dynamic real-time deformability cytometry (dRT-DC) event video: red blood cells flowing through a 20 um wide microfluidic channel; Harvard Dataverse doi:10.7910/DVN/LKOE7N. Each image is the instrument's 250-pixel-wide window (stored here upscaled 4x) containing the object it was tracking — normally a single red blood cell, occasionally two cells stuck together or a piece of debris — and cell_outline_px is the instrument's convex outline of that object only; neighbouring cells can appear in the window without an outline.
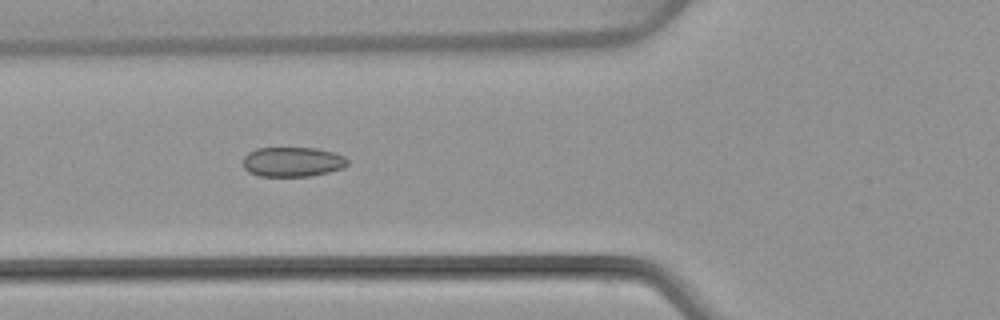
{"species": "common noctule bat (a hibernating species)", "species_latin": "Nyctalus noctula", "temperature_condition": "warm", "stored_images_in_passage": 7, "camera_frame_rate_fps": 3000, "um_per_image_px": 0.085, "animal": {"sex": "female", "body_mass_g": 22.7, "forearm_length_mm": 54.2}, "frame": {"image": 1, "passage_image": 6, "time_ms": 6.0, "image_size_px": [1000, 320], "cell_outline_px": [[348, 164], [344, 168], [328, 172], [308, 176], [260, 176], [248, 172], [244, 168], [244, 156], [248, 152], [256, 148], [316, 148], [332, 152], [344, 156], [348, 160]], "centroid_in_image_um": [24.86, 13.75], "position_along_channel_um": 100.9, "area_um2": 18.09}}
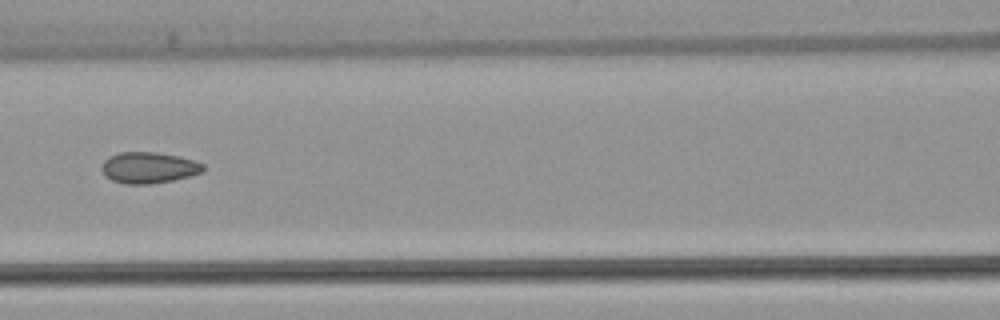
{"frame": {"image": 2, "passage_image": 7, "time_ms": 7.333, "image_size_px": [1000, 320], "cell_outline_px": [[204, 168], [200, 172], [188, 176], [172, 180], [148, 184], [124, 184], [112, 180], [104, 176], [100, 168], [104, 160], [108, 156], [120, 152], [156, 152], [180, 156], [196, 160], [204, 164]], "centroid_in_image_um": [12.6, 14.24], "position_along_channel_um": 154.0, "area_um2": 18.55}}